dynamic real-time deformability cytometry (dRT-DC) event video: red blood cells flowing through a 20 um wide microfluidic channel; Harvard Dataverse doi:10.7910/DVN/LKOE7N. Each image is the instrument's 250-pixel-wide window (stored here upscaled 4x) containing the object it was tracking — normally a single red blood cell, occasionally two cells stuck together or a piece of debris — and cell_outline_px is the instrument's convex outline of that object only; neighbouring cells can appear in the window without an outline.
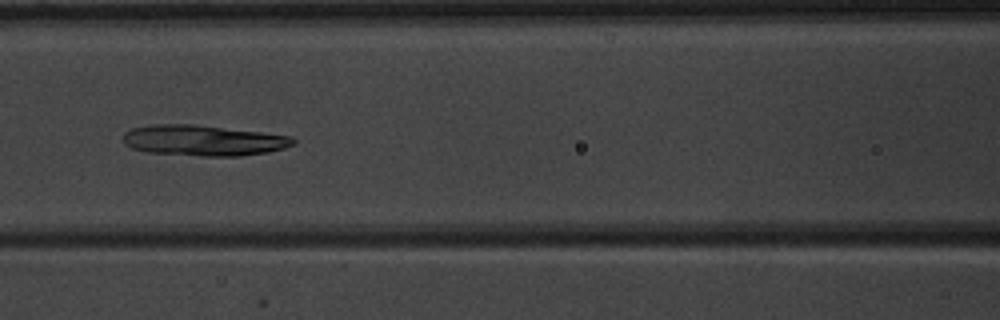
{"species": "common noctule bat (a hibernating species)", "species_latin": "Nyctalus noctula", "temperature_condition": "warm", "stored_images_in_passage": 6, "camera_frame_rate_fps": 3000, "um_per_image_px": 0.085, "animal": {"sex": "male", "body_mass_g": 20.1, "forearm_length_mm": 53.5}, "frame": {"image": 1, "passage_image": 6, "time_ms": 5.667, "image_size_px": [1000, 320], "cell_outline_px": [[296, 140], [292, 144], [284, 148], [268, 152], [240, 156], [200, 156], [148, 152], [132, 148], [124, 144], [124, 132], [132, 128], [156, 124], [196, 124], [292, 136]], "centroid_in_image_um": [17.28, 11.93], "position_along_channel_um": 149.3, "area_um2": 30.4}}